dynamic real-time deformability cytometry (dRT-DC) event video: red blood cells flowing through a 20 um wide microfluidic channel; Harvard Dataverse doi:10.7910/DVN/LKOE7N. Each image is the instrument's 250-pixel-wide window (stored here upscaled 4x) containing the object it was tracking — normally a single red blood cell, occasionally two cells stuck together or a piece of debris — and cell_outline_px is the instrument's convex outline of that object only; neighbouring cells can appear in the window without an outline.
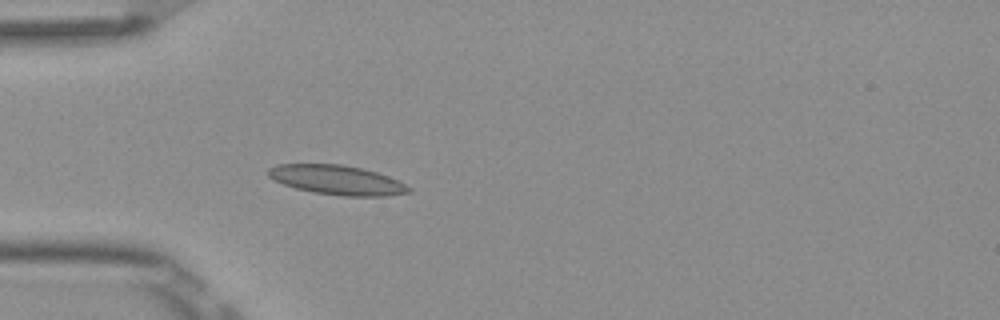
{"species": "Egyptian fruit bat (a non-hibernating species)", "species_latin": "Rousettus aegyptiacus", "temperature_condition": "room temperature", "stored_images_in_passage": 3, "camera_frame_rate_fps": 3000, "um_per_image_px": 0.085, "frame": {"image": 1, "passage_image": 3, "time_ms": 0.667, "image_size_px": [1000, 320], "cell_outline_px": [[412, 192], [388, 196], [344, 196], [316, 192], [296, 188], [284, 184], [268, 176], [268, 168], [276, 164], [340, 164], [360, 168], [376, 172], [388, 176], [412, 188]], "centroid_in_image_um": [28.66, 15.3], "position_along_channel_um": 56.3, "area_um2": 23.87}}